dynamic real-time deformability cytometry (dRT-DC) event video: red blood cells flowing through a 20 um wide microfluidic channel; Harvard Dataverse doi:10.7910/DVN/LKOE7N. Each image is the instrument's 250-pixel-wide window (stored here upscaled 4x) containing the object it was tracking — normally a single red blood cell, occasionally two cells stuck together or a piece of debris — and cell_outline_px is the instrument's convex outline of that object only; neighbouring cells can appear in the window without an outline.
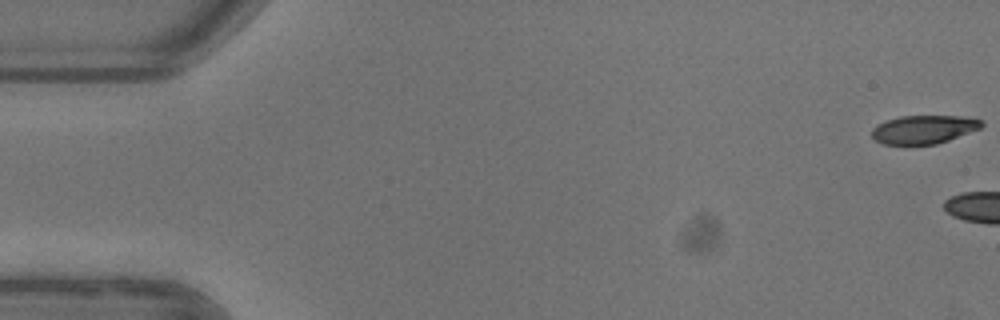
{"species": "common noctule bat (a hibernating species)", "species_latin": "Nyctalus noctula", "temperature_condition": "warm", "stored_images_in_passage": 8, "camera_frame_rate_fps": 3000, "um_per_image_px": 0.085, "animal": {"sex": "female"}, "frame": {"image": 1, "passage_image": 1, "time_ms": 0.0, "image_size_px": [1000, 320], "cell_outline_px": [[984, 124], [980, 128], [948, 140], [936, 144], [884, 144], [876, 140], [872, 136], [872, 128], [876, 124], [900, 116], [972, 116], [984, 120]], "centroid_in_image_um": [78.56, 10.98], "position_along_channel_um": 6.4, "area_um2": 18.21}}